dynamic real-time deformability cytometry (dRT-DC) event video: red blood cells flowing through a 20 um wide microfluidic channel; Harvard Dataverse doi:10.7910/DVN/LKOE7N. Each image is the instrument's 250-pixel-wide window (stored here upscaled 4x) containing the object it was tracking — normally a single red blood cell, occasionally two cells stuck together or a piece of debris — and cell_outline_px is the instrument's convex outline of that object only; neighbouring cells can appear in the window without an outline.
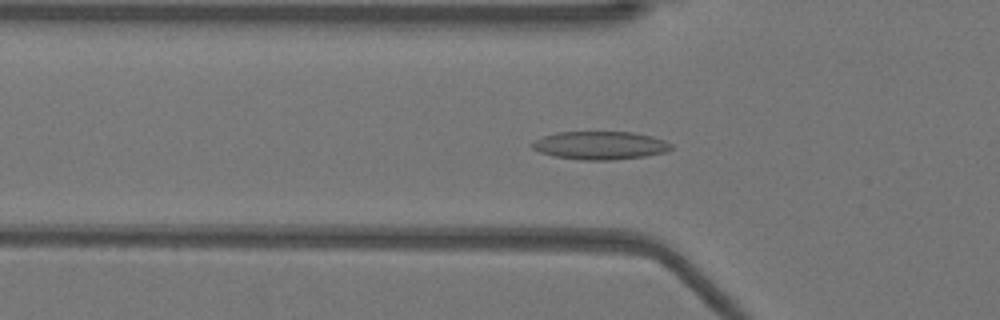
{"species": "Egyptian fruit bat (a non-hibernating species)", "species_latin": "Rousettus aegyptiacus", "temperature_condition": "warm", "stored_images_in_passage": 52, "camera_frame_rate_fps": 3000, "um_per_image_px": 0.085, "animal": {"sex": "female"}, "frame": {"image": 1, "passage_image": 17, "time_ms": 5.333, "image_size_px": [1000, 320], "cell_outline_px": [[672, 148], [664, 152], [644, 156], [612, 160], [580, 160], [552, 156], [540, 152], [532, 148], [532, 144], [536, 140], [544, 136], [556, 132], [632, 132], [652, 136], [664, 140], [672, 144]], "centroid_in_image_um": [51.0, 12.36], "position_along_channel_um": 74.8, "area_um2": 22.72}}
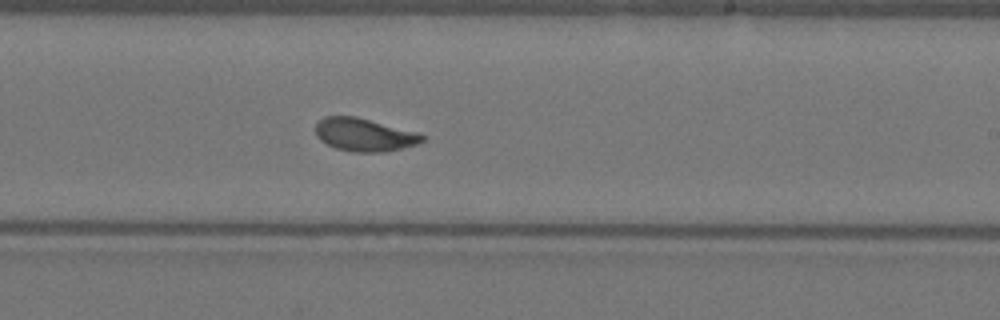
{"frame": {"image": 2, "passage_image": 31, "time_ms": 10.0, "image_size_px": [1000, 320], "cell_outline_px": [[428, 136], [420, 144], [384, 152], [352, 152], [336, 148], [320, 140], [316, 136], [316, 124], [324, 116], [356, 116], [420, 132]], "centroid_in_image_um": [31.04, 11.45], "position_along_channel_um": 258.0, "area_um2": 20.87}}
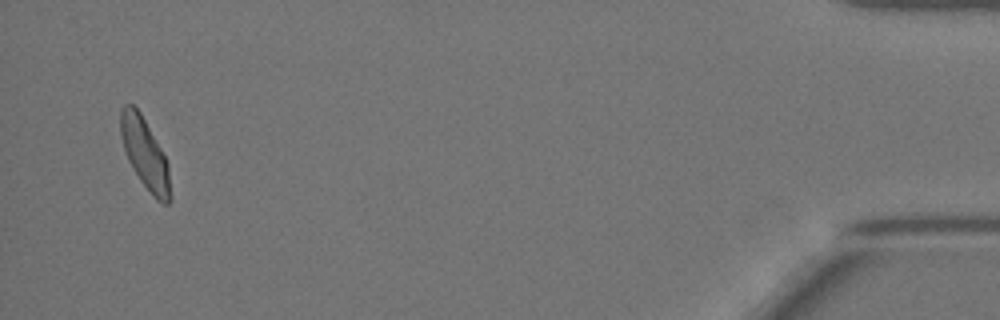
{"frame": {"image": 3, "passage_image": 50, "time_ms": 16.333, "image_size_px": [1000, 320], "cell_outline_px": [[172, 200], [168, 204], [164, 204], [156, 200], [152, 196], [140, 180], [132, 168], [128, 160], [120, 136], [120, 108], [124, 104], [132, 104], [140, 112], [160, 148], [168, 164]], "centroid_in_image_um": [12.31, 13.09], "position_along_channel_um": 422.9, "area_um2": 20.4}, "authors_computed_cell_mechanics": {"area_um2": 20.7502, "velocity_mm_per_s": 3.9095, "shape_relaxation_time_tau1_ms": 3.9544, "shape_relaxation_time_tau2_ms": 1.0046, "deformation_change_tau1": 0.1425, "deformation_change_tau2": 0.0662}}